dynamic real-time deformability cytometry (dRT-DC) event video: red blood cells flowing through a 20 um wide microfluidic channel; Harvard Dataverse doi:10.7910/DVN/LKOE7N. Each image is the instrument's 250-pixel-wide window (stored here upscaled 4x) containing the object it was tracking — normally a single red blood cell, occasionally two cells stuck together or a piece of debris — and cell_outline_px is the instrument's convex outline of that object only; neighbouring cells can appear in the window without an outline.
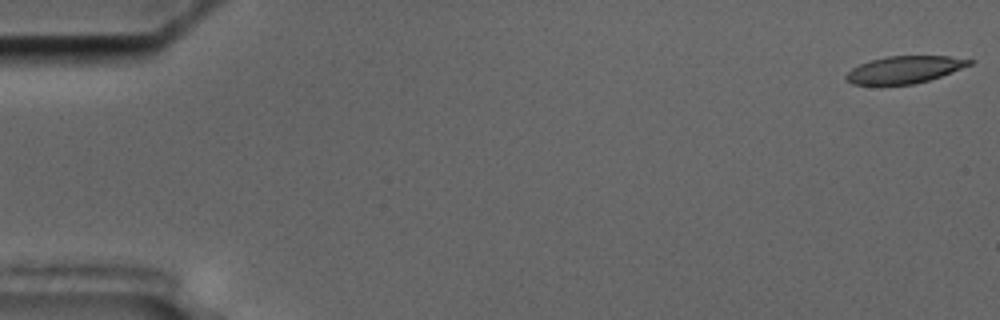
{"species": "common noctule bat (a hibernating species)", "species_latin": "Nyctalus noctula", "temperature_condition": "cold", "stored_images_in_passage": 16, "camera_frame_rate_fps": 3000, "um_per_image_px": 0.085, "animal": {"sex": "male", "body_mass_g": 17.5, "forearm_length_mm": 52.3}, "frame": {"image": 1, "passage_image": 1, "time_ms": 0.0, "image_size_px": [1000, 320], "cell_outline_px": [[972, 64], [940, 76], [928, 80], [912, 84], [880, 88], [852, 84], [844, 76], [852, 68], [860, 64], [884, 56], [948, 56], [972, 60]], "centroid_in_image_um": [76.78, 5.97], "position_along_channel_um": 8.2, "area_um2": 20.0}}